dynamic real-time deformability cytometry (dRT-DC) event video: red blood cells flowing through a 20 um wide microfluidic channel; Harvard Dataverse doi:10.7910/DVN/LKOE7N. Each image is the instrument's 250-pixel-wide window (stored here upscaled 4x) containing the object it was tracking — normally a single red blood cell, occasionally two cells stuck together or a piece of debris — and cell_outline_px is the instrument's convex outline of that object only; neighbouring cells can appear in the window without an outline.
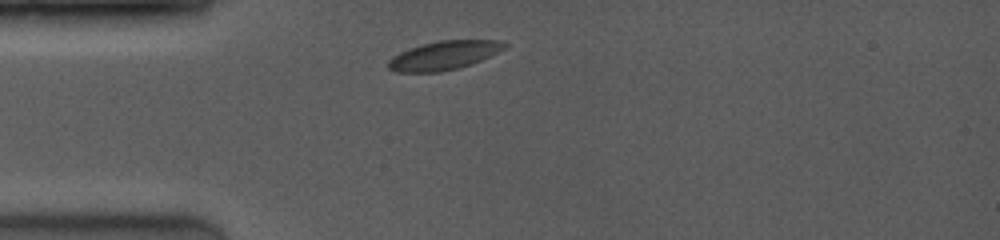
{"species": "common noctule bat (a hibernating species)", "species_latin": "Nyctalus noctula", "temperature_condition": "room temperature", "stored_images_in_passage": 11, "camera_frame_rate_fps": 4000, "um_per_image_px": 0.085, "animal": {"sex": "female", "body_mass_g": 19.0, "forearm_length_mm": 53.3}, "frame": {"image": 1, "passage_image": 1, "time_ms": 0.0, "image_size_px": [1000, 240], "cell_outline_px": [[508, 44], [504, 48], [472, 64], [460, 68], [440, 72], [396, 72], [388, 68], [388, 60], [400, 52], [424, 44], [440, 40], [500, 40]], "centroid_in_image_um": [37.73, 4.72], "position_along_channel_um": 47.3, "area_um2": 19.25}}
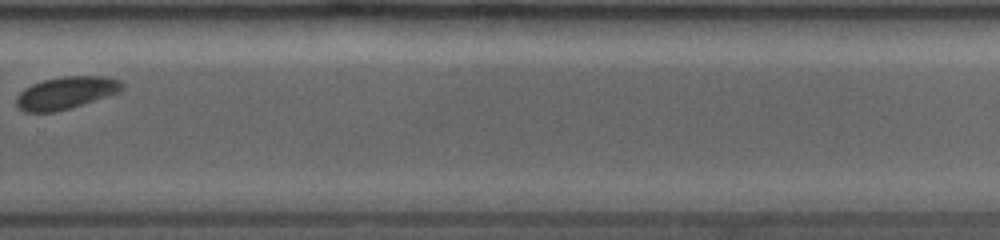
{"frame": {"image": 2, "passage_image": 8, "time_ms": 1.75, "image_size_px": [1000, 240], "cell_outline_px": [[124, 88], [120, 92], [68, 108], [52, 112], [24, 112], [16, 104], [16, 100], [20, 92], [24, 88], [32, 84], [44, 80], [64, 76], [100, 76], [120, 80], [124, 84]], "centroid_in_image_um": [5.61, 7.88], "position_along_channel_um": 324.2, "area_um2": 19.65}}
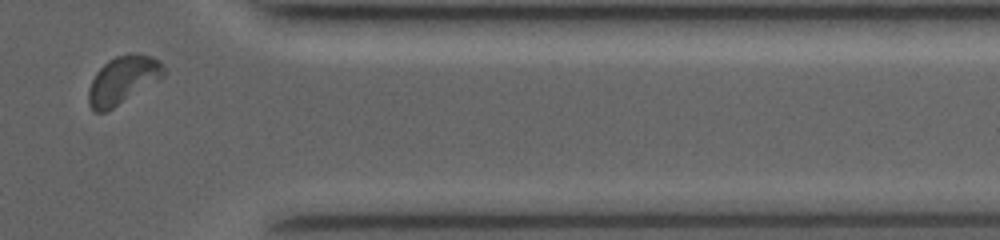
{"frame": {"image": 3, "passage_image": 10, "time_ms": 2.25, "image_size_px": [1000, 240], "cell_outline_px": [[164, 76], [112, 108], [104, 112], [92, 112], [88, 104], [88, 88], [96, 72], [108, 60], [116, 56], [128, 52], [132, 52], [148, 56], [160, 60], [164, 68]], "centroid_in_image_um": [10.4, 6.79], "position_along_channel_um": 401.0, "area_um2": 20.75}}